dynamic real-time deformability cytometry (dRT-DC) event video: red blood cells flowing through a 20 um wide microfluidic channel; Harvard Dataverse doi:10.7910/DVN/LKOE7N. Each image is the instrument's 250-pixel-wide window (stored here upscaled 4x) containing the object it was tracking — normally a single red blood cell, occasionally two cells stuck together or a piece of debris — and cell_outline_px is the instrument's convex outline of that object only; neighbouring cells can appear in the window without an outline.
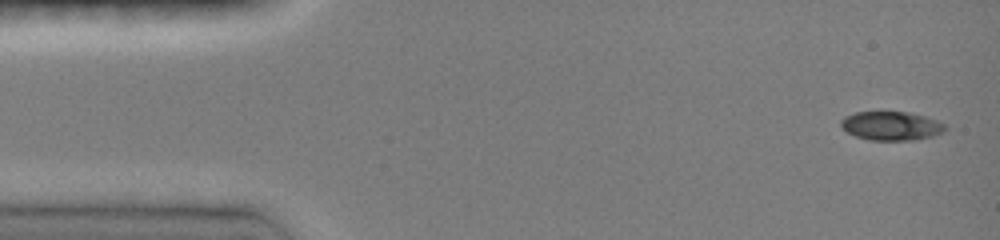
{"species": "common noctule bat (a hibernating species)", "species_latin": "Nyctalus noctula", "temperature_condition": "room temperature", "stored_images_in_passage": 5, "camera_frame_rate_fps": 3000, "um_per_image_px": 0.085, "animal": {"sex": "female", "body_mass_g": 19.0, "forearm_length_mm": 51.5}, "frame": {"image": 1, "passage_image": 1, "time_ms": 0.0, "image_size_px": [1000, 240], "cell_outline_px": [[948, 128], [944, 132], [932, 136], [912, 140], [868, 140], [856, 136], [848, 132], [840, 124], [840, 120], [844, 116], [856, 112], [908, 112], [924, 116], [936, 120], [944, 124]], "centroid_in_image_um": [75.76, 10.7], "position_along_channel_um": 9.2, "area_um2": 17.46}}
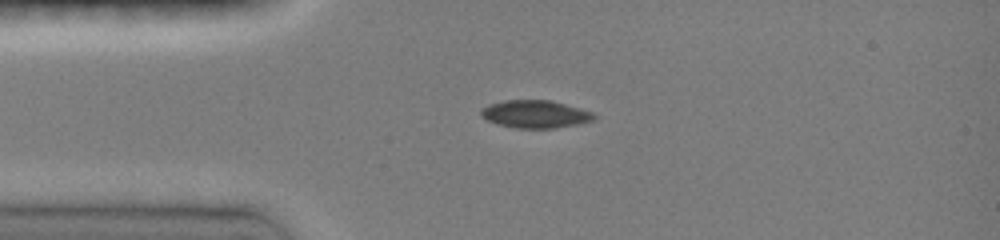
{"frame": {"image": 2, "passage_image": 4, "time_ms": 3.0, "image_size_px": [1000, 240], "cell_outline_px": [[596, 116], [592, 120], [576, 124], [552, 128], [512, 128], [496, 124], [480, 116], [480, 108], [488, 104], [504, 100], [548, 100], [580, 108], [592, 112]], "centroid_in_image_um": [45.41, 9.7], "position_along_channel_um": 39.6, "area_um2": 18.21}}